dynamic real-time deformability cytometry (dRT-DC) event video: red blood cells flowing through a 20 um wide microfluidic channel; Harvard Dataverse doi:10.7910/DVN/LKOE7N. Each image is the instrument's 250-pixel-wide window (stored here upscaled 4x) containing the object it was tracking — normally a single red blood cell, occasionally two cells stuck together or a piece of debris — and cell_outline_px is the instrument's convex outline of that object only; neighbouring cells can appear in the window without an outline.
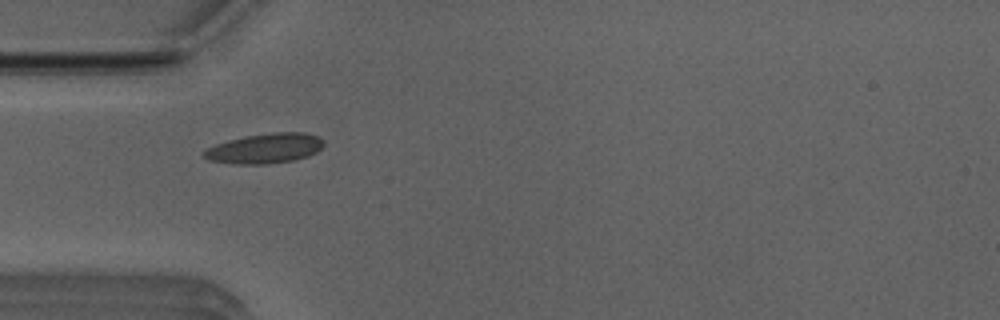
{"species": "Egyptian fruit bat (a non-hibernating species)", "species_latin": "Rousettus aegyptiacus", "temperature_condition": "room temperature", "stored_images_in_passage": 22, "camera_frame_rate_fps": 3000, "um_per_image_px": 0.085, "animal": {"sex": "male"}, "frame": {"image": 1, "passage_image": 1, "time_ms": 0.0, "image_size_px": [1000, 320], "cell_outline_px": [[324, 144], [316, 152], [308, 156], [292, 160], [268, 164], [236, 164], [208, 160], [200, 152], [216, 144], [228, 140], [244, 136], [272, 132], [304, 132], [316, 136], [324, 140]], "centroid_in_image_um": [22.5, 12.61], "position_along_channel_um": 62.5, "area_um2": 20.92}}
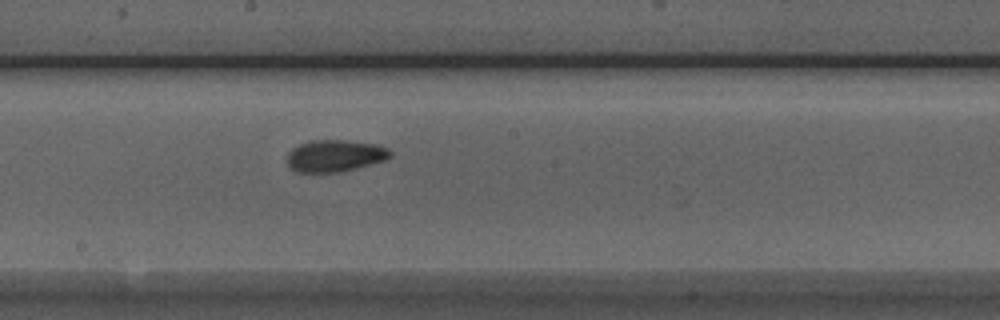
{"frame": {"image": 2, "passage_image": 13, "time_ms": 4.0, "image_size_px": [1000, 320], "cell_outline_px": [[392, 156], [384, 160], [356, 168], [340, 172], [296, 172], [288, 164], [288, 152], [292, 148], [308, 140], [344, 140], [376, 144], [388, 148], [392, 152]], "centroid_in_image_um": [28.47, 13.23], "position_along_channel_um": 219.7, "area_um2": 19.13}}
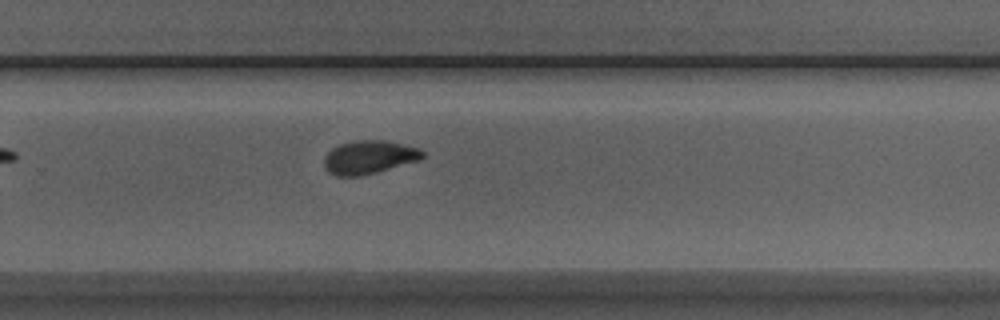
{"frame": {"image": 3, "passage_image": 19, "time_ms": 6.0, "image_size_px": [1000, 320], "cell_outline_px": [[424, 156], [420, 160], [376, 172], [360, 176], [336, 176], [328, 172], [324, 168], [324, 156], [332, 148], [340, 144], [356, 140], [384, 140], [420, 148], [424, 152]], "centroid_in_image_um": [31.35, 13.36], "position_along_channel_um": 298.4, "area_um2": 19.19}}